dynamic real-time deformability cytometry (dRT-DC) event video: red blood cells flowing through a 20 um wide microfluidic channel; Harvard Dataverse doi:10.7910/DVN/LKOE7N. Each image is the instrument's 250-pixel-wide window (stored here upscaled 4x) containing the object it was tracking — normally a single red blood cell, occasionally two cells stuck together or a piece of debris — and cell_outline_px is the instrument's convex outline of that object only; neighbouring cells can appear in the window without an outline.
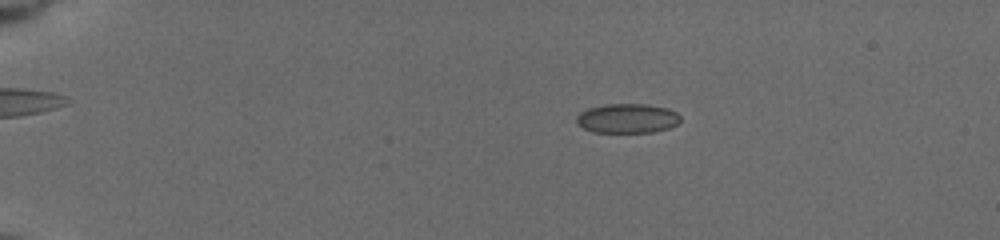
{"species": "common noctule bat (a hibernating species)", "species_latin": "Nyctalus noctula", "temperature_condition": "cold", "stored_images_in_passage": 57, "camera_frame_rate_fps": 3000, "um_per_image_px": 0.085, "animal": {"sex": "female", "body_mass_g": 19.5, "forearm_length_mm": 54.1}, "frame": {"image": 1, "passage_image": 12, "time_ms": 3.667, "image_size_px": [1000, 240], "cell_outline_px": [[680, 120], [676, 124], [668, 128], [652, 132], [592, 132], [576, 124], [576, 116], [580, 112], [588, 108], [604, 104], [648, 104], [668, 108], [676, 112], [680, 116]], "centroid_in_image_um": [53.29, 10.05], "position_along_channel_um": 31.7, "area_um2": 17.92}}
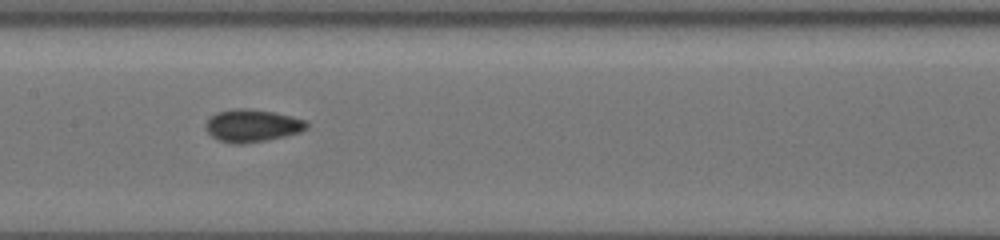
{"frame": {"image": 2, "passage_image": 31, "time_ms": 10.0, "image_size_px": [1000, 240], "cell_outline_px": [[308, 128], [300, 132], [284, 136], [244, 144], [232, 144], [220, 140], [212, 136], [204, 128], [204, 124], [216, 112], [232, 108], [248, 108], [276, 112], [308, 120]], "centroid_in_image_um": [21.44, 10.66], "position_along_channel_um": 186.0, "area_um2": 19.36}}
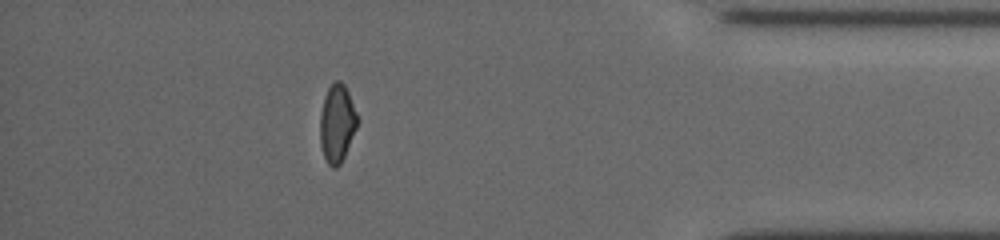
{"frame": {"image": 3, "passage_image": 51, "time_ms": 16.667, "image_size_px": [1000, 240], "cell_outline_px": [[360, 120], [344, 156], [340, 164], [336, 168], [332, 168], [328, 164], [324, 156], [320, 144], [320, 112], [324, 96], [328, 88], [336, 80], [340, 80], [344, 84], [348, 92]], "centroid_in_image_um": [28.65, 10.48], "position_along_channel_um": 406.5, "area_um2": 17.05}, "authors_computed_cell_mechanics": {"area_um2": 17.8602, "velocity_mm_per_s": 3.7747, "shape_relaxation_time_tau1_ms": 6.5807, "shape_relaxation_time_tau2_ms": 1.1324, "deformation_change_tau1": 0.113, "deformation_change_tau2": 0.0547}}